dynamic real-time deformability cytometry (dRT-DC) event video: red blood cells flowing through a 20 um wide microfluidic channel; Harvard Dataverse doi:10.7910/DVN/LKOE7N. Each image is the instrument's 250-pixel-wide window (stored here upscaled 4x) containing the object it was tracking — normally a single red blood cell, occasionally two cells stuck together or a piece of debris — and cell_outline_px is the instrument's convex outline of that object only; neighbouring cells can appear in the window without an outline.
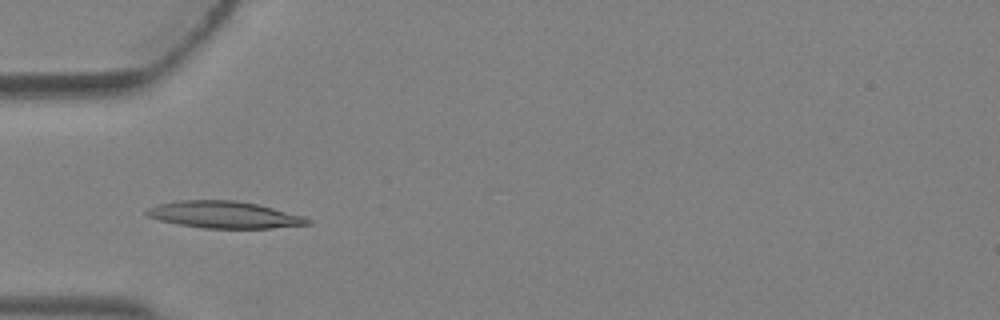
{"species": "Egyptian fruit bat (a non-hibernating species)", "species_latin": "Rousettus aegyptiacus", "temperature_condition": "warm", "stored_images_in_passage": 3, "camera_frame_rate_fps": 3000, "um_per_image_px": 0.085, "animal": {"sex": "female"}, "frame": {"image": 1, "passage_image": 3, "time_ms": 0.667, "image_size_px": [1000, 320], "cell_outline_px": [[312, 224], [272, 228], [204, 228], [180, 224], [160, 220], [148, 216], [144, 212], [148, 208], [160, 204], [180, 200], [236, 200], [260, 204], [304, 216], [312, 220]], "centroid_in_image_um": [19.13, 18.25], "position_along_channel_um": 65.9, "area_um2": 25.26}}